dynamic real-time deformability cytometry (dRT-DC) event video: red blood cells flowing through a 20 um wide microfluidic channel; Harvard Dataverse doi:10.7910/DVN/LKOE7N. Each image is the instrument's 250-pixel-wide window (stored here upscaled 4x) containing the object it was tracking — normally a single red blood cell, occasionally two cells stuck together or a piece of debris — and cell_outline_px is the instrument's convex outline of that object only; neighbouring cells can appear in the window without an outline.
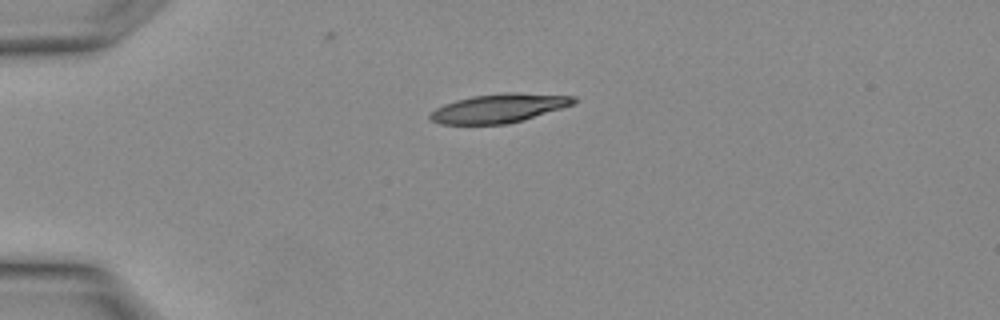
{"species": "Egyptian fruit bat (a non-hibernating species)", "species_latin": "Rousettus aegyptiacus", "temperature_condition": "warm", "stored_images_in_passage": 5, "camera_frame_rate_fps": 3000, "um_per_image_px": 0.085, "animal": {"sex": "female"}, "frame": {"image": 1, "passage_image": 1, "time_ms": 0.0, "image_size_px": [1000, 320], "cell_outline_px": [[576, 100], [572, 104], [560, 108], [520, 120], [504, 124], [440, 124], [432, 120], [428, 116], [436, 108], [444, 104], [456, 100], [472, 96], [504, 92], [516, 92], [576, 96]], "centroid_in_image_um": [42.37, 9.18], "position_along_channel_um": 42.6, "area_um2": 23.76}}
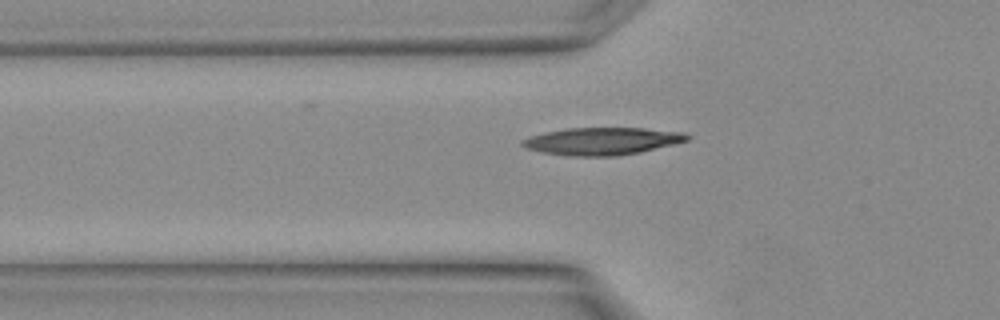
{"frame": {"image": 2, "passage_image": 4, "time_ms": 1.0, "image_size_px": [1000, 320], "cell_outline_px": [[692, 136], [688, 140], [676, 144], [640, 152], [620, 156], [564, 156], [540, 152], [528, 148], [520, 144], [520, 140], [528, 136], [544, 132], [564, 128], [644, 128], [684, 132]], "centroid_in_image_um": [51.17, 12.0], "position_along_channel_um": 74.6, "area_um2": 26.76}}